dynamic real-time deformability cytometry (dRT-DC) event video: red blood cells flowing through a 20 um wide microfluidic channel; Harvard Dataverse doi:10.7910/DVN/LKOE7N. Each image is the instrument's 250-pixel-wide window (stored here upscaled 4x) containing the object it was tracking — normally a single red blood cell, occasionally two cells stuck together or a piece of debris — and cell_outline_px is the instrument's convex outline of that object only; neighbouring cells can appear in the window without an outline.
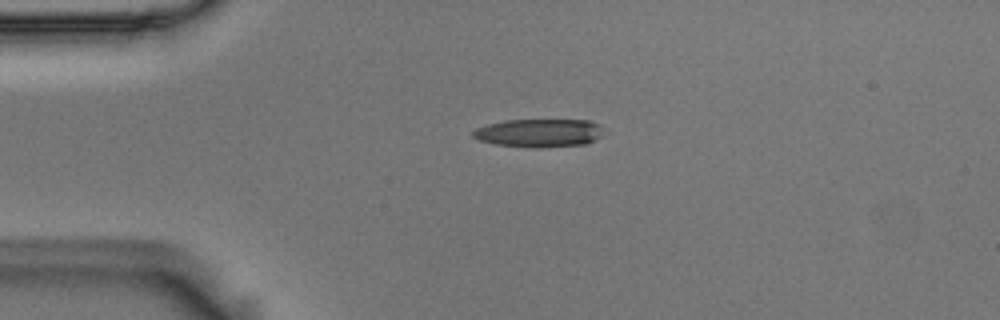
{"species": "Egyptian fruit bat (a non-hibernating species)", "species_latin": "Rousettus aegyptiacus", "temperature_condition": "room temperature", "stored_images_in_passage": 3, "camera_frame_rate_fps": 3000, "um_per_image_px": 0.085, "animal": {"sex": "male"}, "frame": {"image": 1, "passage_image": 1, "time_ms": 0.0, "image_size_px": [1000, 320], "cell_outline_px": [[600, 136], [596, 140], [584, 144], [540, 148], [532, 148], [496, 144], [480, 140], [472, 136], [472, 132], [476, 128], [488, 124], [504, 120], [588, 120], [600, 124]], "centroid_in_image_um": [45.8, 11.3], "position_along_channel_um": 39.2, "area_um2": 21.44}}